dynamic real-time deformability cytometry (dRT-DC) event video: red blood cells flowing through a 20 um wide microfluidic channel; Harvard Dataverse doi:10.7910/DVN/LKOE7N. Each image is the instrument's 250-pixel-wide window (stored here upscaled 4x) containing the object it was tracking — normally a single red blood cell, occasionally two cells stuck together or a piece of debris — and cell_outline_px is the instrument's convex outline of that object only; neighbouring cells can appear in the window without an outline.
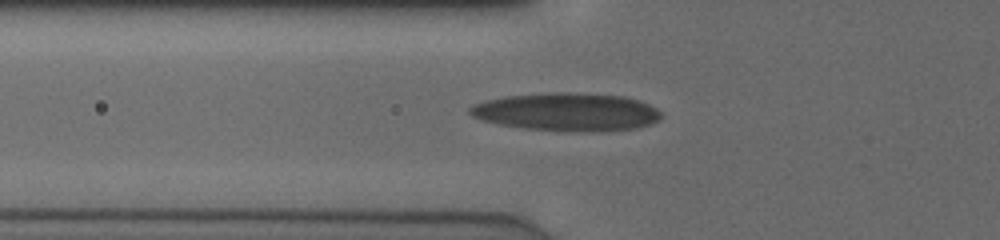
{"species": "human", "species_latin": "Homo sapiens", "temperature_condition": "cold", "stored_images_in_passage": 26, "camera_frame_rate_fps": 3000, "um_per_image_px": 0.085, "donor": {"sex": "male"}, "frame": {"image": 1, "passage_image": 14, "time_ms": 4.333, "image_size_px": [1000, 240], "cell_outline_px": [[660, 120], [636, 128], [600, 132], [580, 132], [524, 128], [496, 124], [472, 116], [468, 112], [468, 108], [476, 104], [488, 100], [508, 96], [548, 92], [568, 92], [624, 96], [648, 104], [656, 108], [660, 112]], "centroid_in_image_um": [48.19, 9.52], "position_along_channel_um": 77.6, "area_um2": 42.31}}
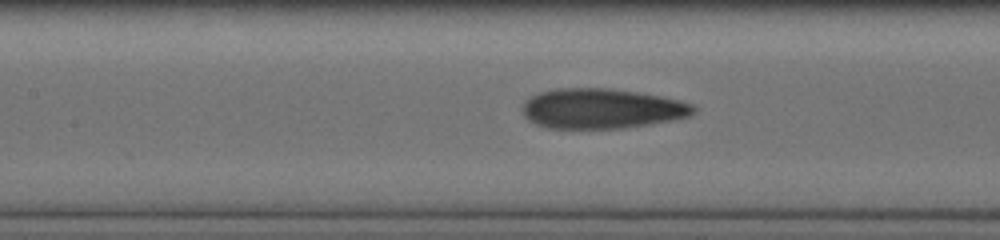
{"frame": {"image": 2, "passage_image": 19, "time_ms": 6.0, "image_size_px": [1000, 240], "cell_outline_px": [[696, 108], [688, 116], [672, 120], [624, 128], [548, 128], [536, 124], [528, 120], [524, 116], [524, 100], [540, 92], [556, 88], [604, 88], [636, 92], [660, 96], [680, 100], [692, 104]], "centroid_in_image_um": [51.12, 9.23], "position_along_channel_um": 156.3, "area_um2": 39.59}}
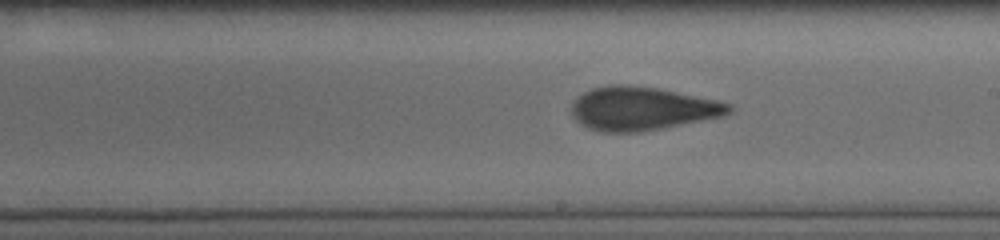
{"frame": {"image": 3, "passage_image": 24, "time_ms": 7.667, "image_size_px": [1000, 240], "cell_outline_px": [[732, 112], [724, 116], [660, 128], [636, 132], [600, 132], [588, 128], [580, 124], [572, 116], [572, 100], [584, 92], [592, 88], [612, 84], [620, 84], [656, 88], [716, 100], [728, 104], [732, 108]], "centroid_in_image_um": [54.52, 9.23], "position_along_channel_um": 234.5, "area_um2": 39.54}}